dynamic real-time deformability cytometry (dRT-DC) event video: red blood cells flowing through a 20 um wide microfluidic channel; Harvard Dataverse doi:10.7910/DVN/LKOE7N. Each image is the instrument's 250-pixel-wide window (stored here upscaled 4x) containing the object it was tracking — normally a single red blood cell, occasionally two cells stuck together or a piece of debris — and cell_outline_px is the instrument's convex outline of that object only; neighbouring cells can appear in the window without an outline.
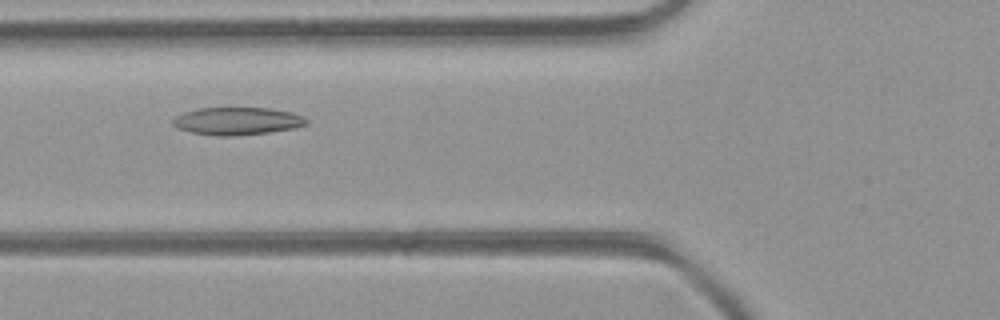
{"species": "common noctule bat (a hibernating species)", "species_latin": "Nyctalus noctula", "temperature_condition": "room temperature", "stored_images_in_passage": 31, "camera_frame_rate_fps": 3000, "um_per_image_px": 0.085, "animal": {"sex": "female", "body_mass_g": 21.9}, "frame": {"image": 1, "passage_image": 8, "time_ms": 2.333, "image_size_px": [1000, 320], "cell_outline_px": [[308, 124], [296, 128], [268, 132], [232, 136], [216, 136], [192, 132], [180, 128], [172, 124], [172, 120], [176, 116], [184, 112], [200, 108], [272, 108], [292, 112], [304, 116], [308, 120]], "centroid_in_image_um": [20.22, 10.28], "position_along_channel_um": 105.6, "area_um2": 21.5}}
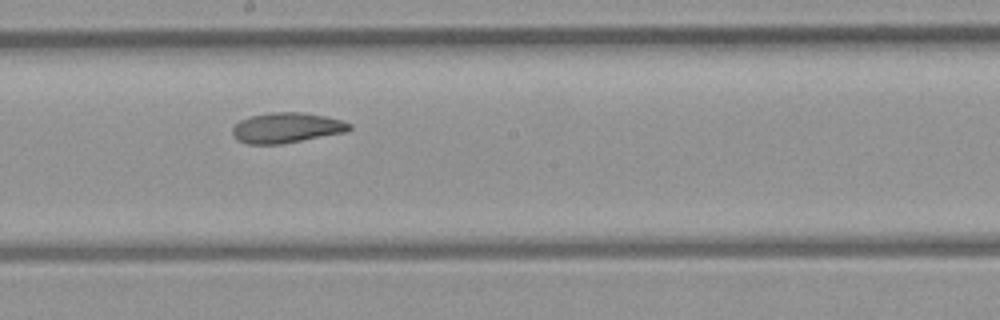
{"frame": {"image": 2, "passage_image": 16, "time_ms": 5.0, "image_size_px": [1000, 320], "cell_outline_px": [[352, 128], [348, 132], [280, 144], [248, 144], [236, 140], [232, 132], [232, 128], [240, 120], [248, 116], [272, 112], [300, 112], [324, 116], [344, 120], [352, 124]], "centroid_in_image_um": [24.37, 10.86], "position_along_channel_um": 223.8, "area_um2": 20.81}}
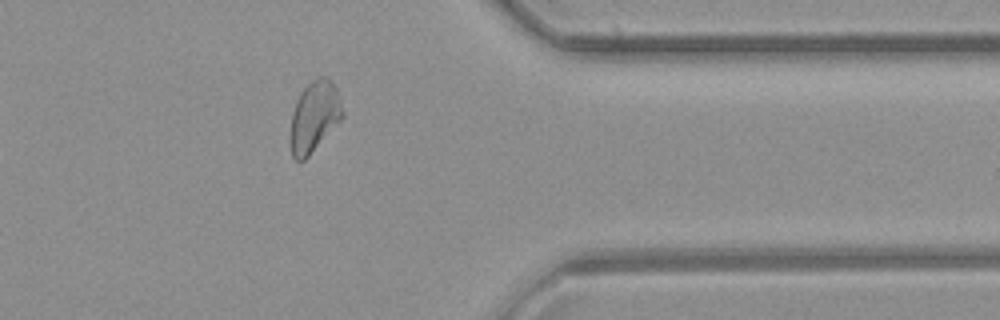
{"frame": {"image": 3, "passage_image": 28, "time_ms": 9.0, "image_size_px": [1000, 320], "cell_outline_px": [[344, 116], [308, 156], [304, 160], [296, 160], [292, 156], [292, 112], [296, 100], [300, 92], [312, 80], [320, 76], [328, 76], [336, 88], [344, 112]], "centroid_in_image_um": [26.74, 9.86], "position_along_channel_um": 384.7, "area_um2": 21.04}, "authors_computed_cell_mechanics": {"area_um2": 21.0392, "velocity_mm_per_s": 4.4156, "shape_relaxation_time_tau1_ms": null, "shape_relaxation_time_tau2_ms": 3.1928, "deformation_change_tau1": null, "deformation_change_tau2": 0.0963}}